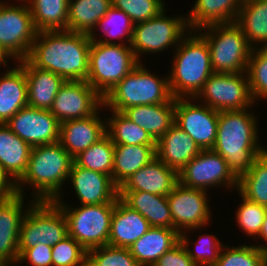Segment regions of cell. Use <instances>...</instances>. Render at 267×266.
Returning <instances> with one entry per match:
<instances>
[{
    "label": "cell",
    "instance_id": "836d02e7",
    "mask_svg": "<svg viewBox=\"0 0 267 266\" xmlns=\"http://www.w3.org/2000/svg\"><path fill=\"white\" fill-rule=\"evenodd\" d=\"M37 32L68 30L69 0H26Z\"/></svg>",
    "mask_w": 267,
    "mask_h": 266
},
{
    "label": "cell",
    "instance_id": "8fae6325",
    "mask_svg": "<svg viewBox=\"0 0 267 266\" xmlns=\"http://www.w3.org/2000/svg\"><path fill=\"white\" fill-rule=\"evenodd\" d=\"M36 35L28 5L0 2V49L18 61L26 59Z\"/></svg>",
    "mask_w": 267,
    "mask_h": 266
},
{
    "label": "cell",
    "instance_id": "ffe728a7",
    "mask_svg": "<svg viewBox=\"0 0 267 266\" xmlns=\"http://www.w3.org/2000/svg\"><path fill=\"white\" fill-rule=\"evenodd\" d=\"M178 183V172L156 157L126 180L119 191H144L168 196Z\"/></svg>",
    "mask_w": 267,
    "mask_h": 266
},
{
    "label": "cell",
    "instance_id": "8992f818",
    "mask_svg": "<svg viewBox=\"0 0 267 266\" xmlns=\"http://www.w3.org/2000/svg\"><path fill=\"white\" fill-rule=\"evenodd\" d=\"M172 98L168 76L158 78L139 63L103 97V107L123 112L131 106L167 103Z\"/></svg>",
    "mask_w": 267,
    "mask_h": 266
},
{
    "label": "cell",
    "instance_id": "c3c4849f",
    "mask_svg": "<svg viewBox=\"0 0 267 266\" xmlns=\"http://www.w3.org/2000/svg\"><path fill=\"white\" fill-rule=\"evenodd\" d=\"M15 193V183L0 168V202L9 199Z\"/></svg>",
    "mask_w": 267,
    "mask_h": 266
},
{
    "label": "cell",
    "instance_id": "ab89813d",
    "mask_svg": "<svg viewBox=\"0 0 267 266\" xmlns=\"http://www.w3.org/2000/svg\"><path fill=\"white\" fill-rule=\"evenodd\" d=\"M87 266H141L129 248L105 245L87 251Z\"/></svg>",
    "mask_w": 267,
    "mask_h": 266
},
{
    "label": "cell",
    "instance_id": "ac0fdd59",
    "mask_svg": "<svg viewBox=\"0 0 267 266\" xmlns=\"http://www.w3.org/2000/svg\"><path fill=\"white\" fill-rule=\"evenodd\" d=\"M82 205L116 203L119 188L110 175L92 171L72 164L68 176Z\"/></svg>",
    "mask_w": 267,
    "mask_h": 266
},
{
    "label": "cell",
    "instance_id": "f546056e",
    "mask_svg": "<svg viewBox=\"0 0 267 266\" xmlns=\"http://www.w3.org/2000/svg\"><path fill=\"white\" fill-rule=\"evenodd\" d=\"M0 77V123H7L21 108L28 106L27 80L18 66Z\"/></svg>",
    "mask_w": 267,
    "mask_h": 266
},
{
    "label": "cell",
    "instance_id": "4316f807",
    "mask_svg": "<svg viewBox=\"0 0 267 266\" xmlns=\"http://www.w3.org/2000/svg\"><path fill=\"white\" fill-rule=\"evenodd\" d=\"M32 147L0 123V168L16 184L25 174Z\"/></svg>",
    "mask_w": 267,
    "mask_h": 266
},
{
    "label": "cell",
    "instance_id": "d6986e66",
    "mask_svg": "<svg viewBox=\"0 0 267 266\" xmlns=\"http://www.w3.org/2000/svg\"><path fill=\"white\" fill-rule=\"evenodd\" d=\"M24 196L15 193L0 202V266L13 265L19 258L18 238L22 219Z\"/></svg>",
    "mask_w": 267,
    "mask_h": 266
},
{
    "label": "cell",
    "instance_id": "681fc988",
    "mask_svg": "<svg viewBox=\"0 0 267 266\" xmlns=\"http://www.w3.org/2000/svg\"><path fill=\"white\" fill-rule=\"evenodd\" d=\"M257 237H259V238L261 237L263 240L266 241L265 243H267V212H266L265 217H264L261 231ZM256 247H258L260 250L267 253V245H265V246L260 245V246H256Z\"/></svg>",
    "mask_w": 267,
    "mask_h": 266
},
{
    "label": "cell",
    "instance_id": "74e56055",
    "mask_svg": "<svg viewBox=\"0 0 267 266\" xmlns=\"http://www.w3.org/2000/svg\"><path fill=\"white\" fill-rule=\"evenodd\" d=\"M255 49L257 51L253 48L246 70L253 102L267 97V46Z\"/></svg>",
    "mask_w": 267,
    "mask_h": 266
},
{
    "label": "cell",
    "instance_id": "1f68e13d",
    "mask_svg": "<svg viewBox=\"0 0 267 266\" xmlns=\"http://www.w3.org/2000/svg\"><path fill=\"white\" fill-rule=\"evenodd\" d=\"M111 6V0H69L68 31L88 34L95 40L94 28Z\"/></svg>",
    "mask_w": 267,
    "mask_h": 266
},
{
    "label": "cell",
    "instance_id": "7bdbcfd3",
    "mask_svg": "<svg viewBox=\"0 0 267 266\" xmlns=\"http://www.w3.org/2000/svg\"><path fill=\"white\" fill-rule=\"evenodd\" d=\"M112 6L124 11L136 24L156 17L164 8L162 0H111Z\"/></svg>",
    "mask_w": 267,
    "mask_h": 266
},
{
    "label": "cell",
    "instance_id": "4fadbf2b",
    "mask_svg": "<svg viewBox=\"0 0 267 266\" xmlns=\"http://www.w3.org/2000/svg\"><path fill=\"white\" fill-rule=\"evenodd\" d=\"M178 178L179 183L188 188L207 191L208 186L224 184L228 188L238 189V178L229 169L225 159L212 149L201 150L180 170Z\"/></svg>",
    "mask_w": 267,
    "mask_h": 266
},
{
    "label": "cell",
    "instance_id": "9a60e30c",
    "mask_svg": "<svg viewBox=\"0 0 267 266\" xmlns=\"http://www.w3.org/2000/svg\"><path fill=\"white\" fill-rule=\"evenodd\" d=\"M103 97L87 81H65L56 94L50 112L60 123L94 115Z\"/></svg>",
    "mask_w": 267,
    "mask_h": 266
},
{
    "label": "cell",
    "instance_id": "7dc6e473",
    "mask_svg": "<svg viewBox=\"0 0 267 266\" xmlns=\"http://www.w3.org/2000/svg\"><path fill=\"white\" fill-rule=\"evenodd\" d=\"M153 266H197L188 255L185 246L179 242L165 252Z\"/></svg>",
    "mask_w": 267,
    "mask_h": 266
},
{
    "label": "cell",
    "instance_id": "f35d334b",
    "mask_svg": "<svg viewBox=\"0 0 267 266\" xmlns=\"http://www.w3.org/2000/svg\"><path fill=\"white\" fill-rule=\"evenodd\" d=\"M222 249L214 266H263L267 262V253L253 245L230 248L226 245Z\"/></svg>",
    "mask_w": 267,
    "mask_h": 266
},
{
    "label": "cell",
    "instance_id": "f6af8a7d",
    "mask_svg": "<svg viewBox=\"0 0 267 266\" xmlns=\"http://www.w3.org/2000/svg\"><path fill=\"white\" fill-rule=\"evenodd\" d=\"M96 26L101 27L104 33L107 36L109 35L108 37L122 39L123 36H126L127 43L129 42L128 45L131 44L134 23L124 11L111 6L106 15L97 22Z\"/></svg>",
    "mask_w": 267,
    "mask_h": 266
},
{
    "label": "cell",
    "instance_id": "ee69618b",
    "mask_svg": "<svg viewBox=\"0 0 267 266\" xmlns=\"http://www.w3.org/2000/svg\"><path fill=\"white\" fill-rule=\"evenodd\" d=\"M239 194L243 201L237 208V223L247 235L257 237L261 231L267 208L247 199L240 192Z\"/></svg>",
    "mask_w": 267,
    "mask_h": 266
},
{
    "label": "cell",
    "instance_id": "e0dca14e",
    "mask_svg": "<svg viewBox=\"0 0 267 266\" xmlns=\"http://www.w3.org/2000/svg\"><path fill=\"white\" fill-rule=\"evenodd\" d=\"M6 124L31 147L59 142L60 122L50 110L26 106Z\"/></svg>",
    "mask_w": 267,
    "mask_h": 266
},
{
    "label": "cell",
    "instance_id": "6da1fadb",
    "mask_svg": "<svg viewBox=\"0 0 267 266\" xmlns=\"http://www.w3.org/2000/svg\"><path fill=\"white\" fill-rule=\"evenodd\" d=\"M90 45L88 34L68 30L40 31L26 59L37 68L60 75L65 81H86Z\"/></svg>",
    "mask_w": 267,
    "mask_h": 266
},
{
    "label": "cell",
    "instance_id": "e575fe53",
    "mask_svg": "<svg viewBox=\"0 0 267 266\" xmlns=\"http://www.w3.org/2000/svg\"><path fill=\"white\" fill-rule=\"evenodd\" d=\"M111 112L113 117L107 119L106 134L114 145H156L145 129L129 120L122 112Z\"/></svg>",
    "mask_w": 267,
    "mask_h": 266
},
{
    "label": "cell",
    "instance_id": "ba28073f",
    "mask_svg": "<svg viewBox=\"0 0 267 266\" xmlns=\"http://www.w3.org/2000/svg\"><path fill=\"white\" fill-rule=\"evenodd\" d=\"M64 213L68 235L73 237L86 251L109 245L111 218L116 203L67 207L61 197L53 201Z\"/></svg>",
    "mask_w": 267,
    "mask_h": 266
},
{
    "label": "cell",
    "instance_id": "30bf717a",
    "mask_svg": "<svg viewBox=\"0 0 267 266\" xmlns=\"http://www.w3.org/2000/svg\"><path fill=\"white\" fill-rule=\"evenodd\" d=\"M164 15L162 10L156 17L134 24L130 46L138 62L140 53L163 51L174 44L177 47V42L185 37L184 33L188 31L186 17L169 18Z\"/></svg>",
    "mask_w": 267,
    "mask_h": 266
},
{
    "label": "cell",
    "instance_id": "7402d4cb",
    "mask_svg": "<svg viewBox=\"0 0 267 266\" xmlns=\"http://www.w3.org/2000/svg\"><path fill=\"white\" fill-rule=\"evenodd\" d=\"M27 80L28 106L50 110L65 80L51 71L33 66L27 59L19 61Z\"/></svg>",
    "mask_w": 267,
    "mask_h": 266
},
{
    "label": "cell",
    "instance_id": "83f0119b",
    "mask_svg": "<svg viewBox=\"0 0 267 266\" xmlns=\"http://www.w3.org/2000/svg\"><path fill=\"white\" fill-rule=\"evenodd\" d=\"M119 198L131 209L138 211L150 226L173 229L167 196L144 191H119Z\"/></svg>",
    "mask_w": 267,
    "mask_h": 266
},
{
    "label": "cell",
    "instance_id": "2e32d148",
    "mask_svg": "<svg viewBox=\"0 0 267 266\" xmlns=\"http://www.w3.org/2000/svg\"><path fill=\"white\" fill-rule=\"evenodd\" d=\"M201 105L192 104L186 97L175 98V124L184 130L201 150H207L212 149L216 141L219 111Z\"/></svg>",
    "mask_w": 267,
    "mask_h": 266
},
{
    "label": "cell",
    "instance_id": "5bb4252c",
    "mask_svg": "<svg viewBox=\"0 0 267 266\" xmlns=\"http://www.w3.org/2000/svg\"><path fill=\"white\" fill-rule=\"evenodd\" d=\"M207 193L203 189L188 188L178 183L168 194L167 201L173 220V229L195 230L210 221Z\"/></svg>",
    "mask_w": 267,
    "mask_h": 266
},
{
    "label": "cell",
    "instance_id": "277c9868",
    "mask_svg": "<svg viewBox=\"0 0 267 266\" xmlns=\"http://www.w3.org/2000/svg\"><path fill=\"white\" fill-rule=\"evenodd\" d=\"M183 37L176 47L173 70L168 75L173 98L194 99L207 79L214 73L211 67L210 50L206 40L199 34ZM181 44V45H180ZM186 95V96H185ZM188 96V97H187Z\"/></svg>",
    "mask_w": 267,
    "mask_h": 266
},
{
    "label": "cell",
    "instance_id": "7a4b0ae2",
    "mask_svg": "<svg viewBox=\"0 0 267 266\" xmlns=\"http://www.w3.org/2000/svg\"><path fill=\"white\" fill-rule=\"evenodd\" d=\"M248 112L247 108L219 112L216 141L212 148L225 159L238 179L266 151L257 143L255 114Z\"/></svg>",
    "mask_w": 267,
    "mask_h": 266
},
{
    "label": "cell",
    "instance_id": "bcb514c9",
    "mask_svg": "<svg viewBox=\"0 0 267 266\" xmlns=\"http://www.w3.org/2000/svg\"><path fill=\"white\" fill-rule=\"evenodd\" d=\"M18 251L19 263L28 260L32 266H52V246L39 243L32 248H18Z\"/></svg>",
    "mask_w": 267,
    "mask_h": 266
},
{
    "label": "cell",
    "instance_id": "5b68a950",
    "mask_svg": "<svg viewBox=\"0 0 267 266\" xmlns=\"http://www.w3.org/2000/svg\"><path fill=\"white\" fill-rule=\"evenodd\" d=\"M108 40H91L87 83L104 97L140 62L130 45Z\"/></svg>",
    "mask_w": 267,
    "mask_h": 266
},
{
    "label": "cell",
    "instance_id": "7c38bea8",
    "mask_svg": "<svg viewBox=\"0 0 267 266\" xmlns=\"http://www.w3.org/2000/svg\"><path fill=\"white\" fill-rule=\"evenodd\" d=\"M245 73H213L194 98L203 97L204 105L219 112L250 108L254 102Z\"/></svg>",
    "mask_w": 267,
    "mask_h": 266
},
{
    "label": "cell",
    "instance_id": "cb8c5ba5",
    "mask_svg": "<svg viewBox=\"0 0 267 266\" xmlns=\"http://www.w3.org/2000/svg\"><path fill=\"white\" fill-rule=\"evenodd\" d=\"M150 227L149 222L138 211L131 209L118 198L111 218L109 245L129 248Z\"/></svg>",
    "mask_w": 267,
    "mask_h": 266
},
{
    "label": "cell",
    "instance_id": "60d3db41",
    "mask_svg": "<svg viewBox=\"0 0 267 266\" xmlns=\"http://www.w3.org/2000/svg\"><path fill=\"white\" fill-rule=\"evenodd\" d=\"M186 232L180 234V242L185 246L188 255L197 266H214L219 258L222 244L214 235H206L198 239L195 246L196 251L188 249L189 239L187 240Z\"/></svg>",
    "mask_w": 267,
    "mask_h": 266
},
{
    "label": "cell",
    "instance_id": "3957f363",
    "mask_svg": "<svg viewBox=\"0 0 267 266\" xmlns=\"http://www.w3.org/2000/svg\"><path fill=\"white\" fill-rule=\"evenodd\" d=\"M74 160L59 142L32 147L28 167L15 184L17 194L23 195L24 183L35 188L32 201H55L60 197L62 183L68 179Z\"/></svg>",
    "mask_w": 267,
    "mask_h": 266
},
{
    "label": "cell",
    "instance_id": "9c48e42d",
    "mask_svg": "<svg viewBox=\"0 0 267 266\" xmlns=\"http://www.w3.org/2000/svg\"><path fill=\"white\" fill-rule=\"evenodd\" d=\"M31 203L24 211L18 248H32L39 243L53 246L68 236L65 215L53 201Z\"/></svg>",
    "mask_w": 267,
    "mask_h": 266
},
{
    "label": "cell",
    "instance_id": "44dd1931",
    "mask_svg": "<svg viewBox=\"0 0 267 266\" xmlns=\"http://www.w3.org/2000/svg\"><path fill=\"white\" fill-rule=\"evenodd\" d=\"M98 113L60 123L59 143L73 158L106 134V124Z\"/></svg>",
    "mask_w": 267,
    "mask_h": 266
},
{
    "label": "cell",
    "instance_id": "52a82bcc",
    "mask_svg": "<svg viewBox=\"0 0 267 266\" xmlns=\"http://www.w3.org/2000/svg\"><path fill=\"white\" fill-rule=\"evenodd\" d=\"M202 29L207 30L201 31L200 35L208 44L214 73L246 72L253 46L235 22L211 24Z\"/></svg>",
    "mask_w": 267,
    "mask_h": 266
},
{
    "label": "cell",
    "instance_id": "4dcf8cb0",
    "mask_svg": "<svg viewBox=\"0 0 267 266\" xmlns=\"http://www.w3.org/2000/svg\"><path fill=\"white\" fill-rule=\"evenodd\" d=\"M156 145H114L112 180L119 188L135 172L156 158Z\"/></svg>",
    "mask_w": 267,
    "mask_h": 266
},
{
    "label": "cell",
    "instance_id": "603a6c76",
    "mask_svg": "<svg viewBox=\"0 0 267 266\" xmlns=\"http://www.w3.org/2000/svg\"><path fill=\"white\" fill-rule=\"evenodd\" d=\"M200 151L195 141L175 123L156 142L157 157L178 173Z\"/></svg>",
    "mask_w": 267,
    "mask_h": 266
},
{
    "label": "cell",
    "instance_id": "8d00e7d4",
    "mask_svg": "<svg viewBox=\"0 0 267 266\" xmlns=\"http://www.w3.org/2000/svg\"><path fill=\"white\" fill-rule=\"evenodd\" d=\"M73 160L74 163L81 168L101 172L112 177L114 143L109 136L105 134L88 149L75 156Z\"/></svg>",
    "mask_w": 267,
    "mask_h": 266
},
{
    "label": "cell",
    "instance_id": "d4e9b609",
    "mask_svg": "<svg viewBox=\"0 0 267 266\" xmlns=\"http://www.w3.org/2000/svg\"><path fill=\"white\" fill-rule=\"evenodd\" d=\"M122 113L157 142L175 123V98L167 103L131 106Z\"/></svg>",
    "mask_w": 267,
    "mask_h": 266
},
{
    "label": "cell",
    "instance_id": "f1b7e54d",
    "mask_svg": "<svg viewBox=\"0 0 267 266\" xmlns=\"http://www.w3.org/2000/svg\"><path fill=\"white\" fill-rule=\"evenodd\" d=\"M243 2L244 0H196L192 11L186 17L188 30L235 22Z\"/></svg>",
    "mask_w": 267,
    "mask_h": 266
},
{
    "label": "cell",
    "instance_id": "d6a6232c",
    "mask_svg": "<svg viewBox=\"0 0 267 266\" xmlns=\"http://www.w3.org/2000/svg\"><path fill=\"white\" fill-rule=\"evenodd\" d=\"M235 23L253 48L259 41L267 46V0H244Z\"/></svg>",
    "mask_w": 267,
    "mask_h": 266
},
{
    "label": "cell",
    "instance_id": "f907efd6",
    "mask_svg": "<svg viewBox=\"0 0 267 266\" xmlns=\"http://www.w3.org/2000/svg\"><path fill=\"white\" fill-rule=\"evenodd\" d=\"M8 57L10 58V56L4 50L0 49V64L3 63L4 65H8L6 64L8 62Z\"/></svg>",
    "mask_w": 267,
    "mask_h": 266
},
{
    "label": "cell",
    "instance_id": "b9f144b4",
    "mask_svg": "<svg viewBox=\"0 0 267 266\" xmlns=\"http://www.w3.org/2000/svg\"><path fill=\"white\" fill-rule=\"evenodd\" d=\"M52 266H87V251L71 236L52 246Z\"/></svg>",
    "mask_w": 267,
    "mask_h": 266
},
{
    "label": "cell",
    "instance_id": "d590c367",
    "mask_svg": "<svg viewBox=\"0 0 267 266\" xmlns=\"http://www.w3.org/2000/svg\"><path fill=\"white\" fill-rule=\"evenodd\" d=\"M238 190L247 199L267 208V149L238 179Z\"/></svg>",
    "mask_w": 267,
    "mask_h": 266
},
{
    "label": "cell",
    "instance_id": "484cf974",
    "mask_svg": "<svg viewBox=\"0 0 267 266\" xmlns=\"http://www.w3.org/2000/svg\"><path fill=\"white\" fill-rule=\"evenodd\" d=\"M179 242L180 233L176 229L151 226L129 250L141 266H153L165 252Z\"/></svg>",
    "mask_w": 267,
    "mask_h": 266
}]
</instances>
